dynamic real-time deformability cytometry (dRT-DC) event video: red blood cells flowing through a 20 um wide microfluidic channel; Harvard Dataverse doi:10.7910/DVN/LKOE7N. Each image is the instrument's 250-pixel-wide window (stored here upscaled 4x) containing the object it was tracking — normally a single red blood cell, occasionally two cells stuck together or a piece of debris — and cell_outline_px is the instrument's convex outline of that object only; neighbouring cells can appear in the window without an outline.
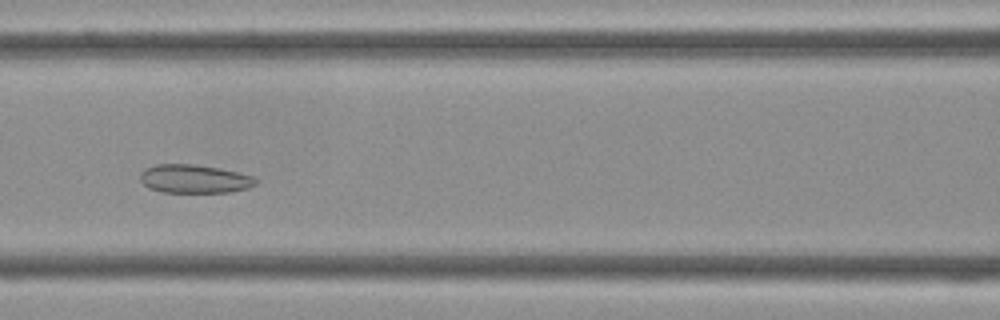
{"species": "Egyptian fruit bat (a non-hibernating species)", "species_latin": "Rousettus aegyptiacus", "temperature_condition": "cold", "stored_images_in_passage": 34, "camera_frame_rate_fps": 3000, "um_per_image_px": 0.085, "frame": {"image": 1, "passage_image": 9, "time_ms": 2.667, "image_size_px": [1000, 320], "cell_outline_px": [[256, 184], [248, 188], [228, 192], [164, 192], [148, 188], [140, 180], [140, 172], [144, 168], [156, 164], [192, 164], [220, 168], [252, 176], [256, 180]], "centroid_in_image_um": [16.47, 15.2], "position_along_channel_um": 150.1, "area_um2": 19.13}}
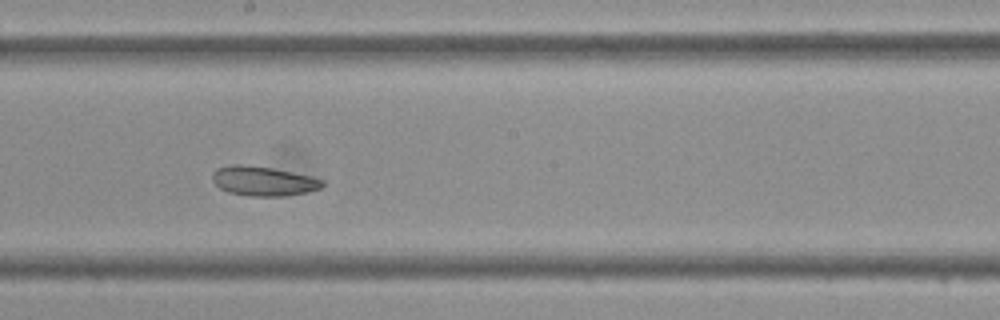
{"frame": {"image": 2, "passage_image": 14, "time_ms": 4.333, "image_size_px": [1000, 320], "cell_outline_px": [[324, 184], [320, 188], [308, 192], [284, 196], [248, 196], [228, 192], [220, 188], [212, 180], [212, 172], [216, 168], [232, 164], [240, 164], [272, 168], [312, 176], [324, 180]], "centroid_in_image_um": [22.38, 15.39], "position_along_channel_um": 225.8, "area_um2": 19.02}}
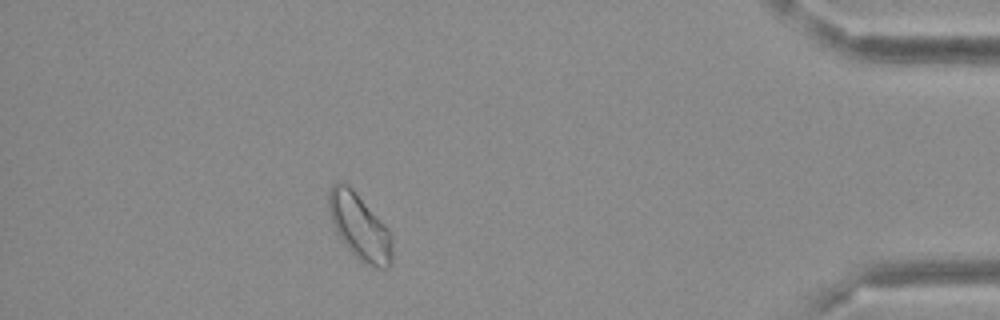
{"frame": {"image": 3, "passage_image": 29, "time_ms": 9.333, "image_size_px": [1000, 320], "cell_outline_px": [[392, 260], [388, 268], [376, 268], [360, 260], [348, 248], [336, 232], [328, 208], [328, 192], [332, 184], [340, 180], [348, 184], [352, 188], [388, 228], [392, 236]], "centroid_in_image_um": [30.57, 19.25], "position_along_channel_um": 404.6, "area_um2": 24.28}}